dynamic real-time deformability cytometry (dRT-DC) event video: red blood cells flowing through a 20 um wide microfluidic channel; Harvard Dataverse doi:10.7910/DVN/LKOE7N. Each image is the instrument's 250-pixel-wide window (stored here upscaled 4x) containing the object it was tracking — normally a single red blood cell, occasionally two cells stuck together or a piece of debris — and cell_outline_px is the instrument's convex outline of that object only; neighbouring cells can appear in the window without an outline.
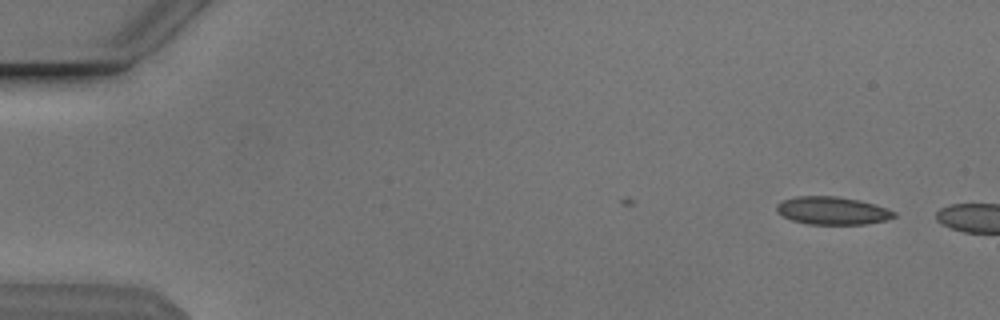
{"species": "Egyptian fruit bat (a non-hibernating species)", "species_latin": "Rousettus aegyptiacus", "temperature_condition": "cold", "stored_images_in_passage": 2, "camera_frame_rate_fps": 3000, "um_per_image_px": 0.085, "animal": {"sex": "male"}, "frame": {"image": 1, "passage_image": 2, "time_ms": 0.333, "image_size_px": [1000, 320], "cell_outline_px": [[896, 216], [884, 220], [864, 224], [808, 224], [792, 220], [776, 212], [776, 204], [780, 200], [796, 196], [836, 196], [860, 200], [896, 212]], "centroid_in_image_um": [70.68, 17.89], "position_along_channel_um": 14.3, "area_um2": 18.96}}